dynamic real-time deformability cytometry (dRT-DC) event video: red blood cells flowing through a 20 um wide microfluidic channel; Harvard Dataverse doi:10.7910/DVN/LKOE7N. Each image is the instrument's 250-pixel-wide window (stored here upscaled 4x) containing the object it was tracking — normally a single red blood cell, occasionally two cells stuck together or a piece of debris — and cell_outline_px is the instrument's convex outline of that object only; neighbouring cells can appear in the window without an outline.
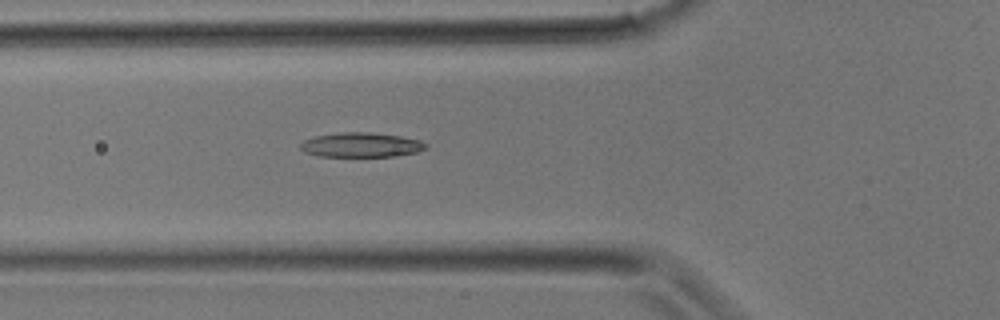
{"species": "common noctule bat (a hibernating species)", "species_latin": "Nyctalus noctula", "temperature_condition": "room temperature", "stored_images_in_passage": 30, "camera_frame_rate_fps": 3000, "um_per_image_px": 0.085, "animal": {"sex": "male", "body_mass_g": 17.9}, "frame": {"image": 1, "passage_image": 9, "time_ms": 2.667, "image_size_px": [1000, 320], "cell_outline_px": [[428, 148], [416, 152], [392, 156], [320, 156], [304, 152], [300, 148], [300, 144], [304, 140], [316, 136], [340, 132], [368, 132], [400, 136], [420, 140], [428, 144]], "centroid_in_image_um": [30.7, 12.31], "position_along_channel_um": 95.1, "area_um2": 17.86}}
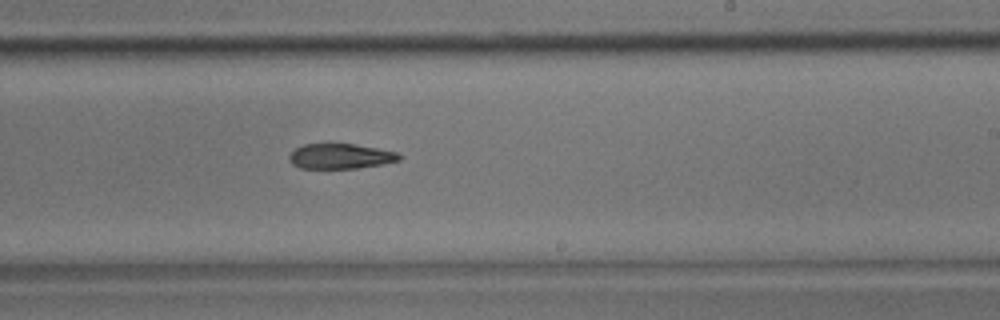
{"frame": {"image": 2, "passage_image": 17, "time_ms": 5.333, "image_size_px": [1000, 320], "cell_outline_px": [[400, 160], [384, 164], [356, 168], [300, 168], [292, 164], [288, 160], [288, 156], [296, 148], [304, 144], [332, 140], [356, 144], [396, 152], [400, 156]], "centroid_in_image_um": [28.87, 13.23], "position_along_channel_um": 260.1, "area_um2": 16.76}}
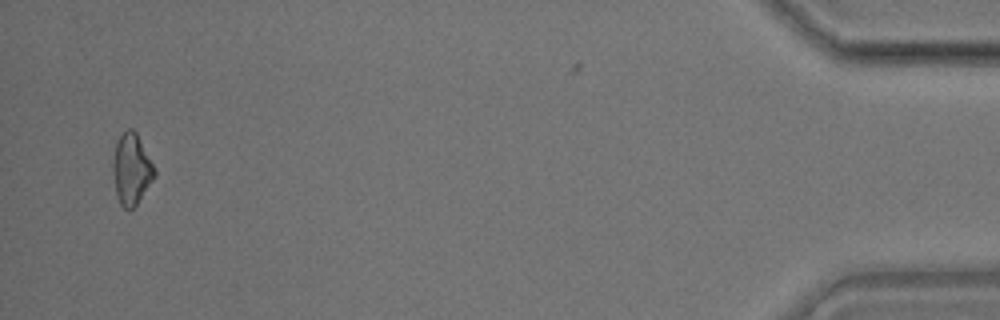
{"frame": {"image": 3, "passage_image": 29, "time_ms": 9.333, "image_size_px": [1000, 320], "cell_outline_px": [[156, 176], [136, 204], [132, 208], [124, 208], [120, 204], [116, 192], [112, 168], [112, 164], [116, 140], [128, 128], [132, 128], [136, 132], [156, 168]], "centroid_in_image_um": [11.18, 14.35], "position_along_channel_um": 424.0, "area_um2": 17.17}}